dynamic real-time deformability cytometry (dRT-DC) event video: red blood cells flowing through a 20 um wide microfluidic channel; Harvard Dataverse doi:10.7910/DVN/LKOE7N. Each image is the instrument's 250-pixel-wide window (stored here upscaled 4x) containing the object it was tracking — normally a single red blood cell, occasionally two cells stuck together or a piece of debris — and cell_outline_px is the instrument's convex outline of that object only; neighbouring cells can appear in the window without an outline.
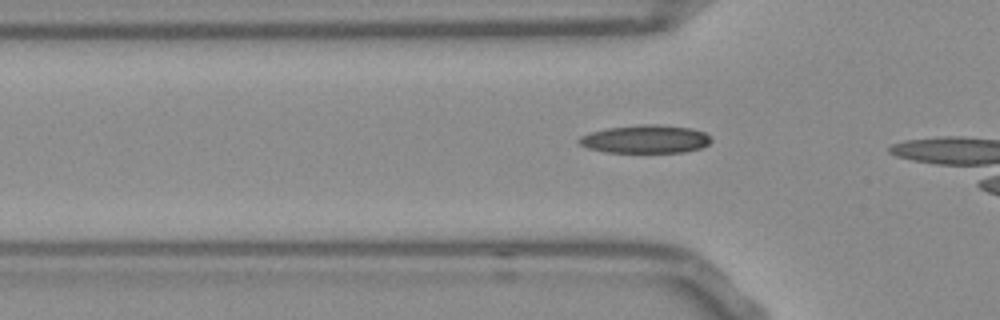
{"species": "Egyptian fruit bat (a non-hibernating species)", "species_latin": "Rousettus aegyptiacus", "temperature_condition": "room temperature", "stored_images_in_passage": 13, "camera_frame_rate_fps": 3000, "um_per_image_px": 0.085, "frame": {"image": 1, "passage_image": 8, "time_ms": 2.333, "image_size_px": [1000, 320], "cell_outline_px": [[712, 140], [708, 144], [700, 148], [684, 152], [608, 152], [588, 148], [580, 144], [576, 140], [580, 136], [588, 132], [608, 128], [640, 124], [660, 124], [692, 128], [704, 132], [712, 136]], "centroid_in_image_um": [54.87, 11.81], "position_along_channel_um": 70.9, "area_um2": 21.85}}